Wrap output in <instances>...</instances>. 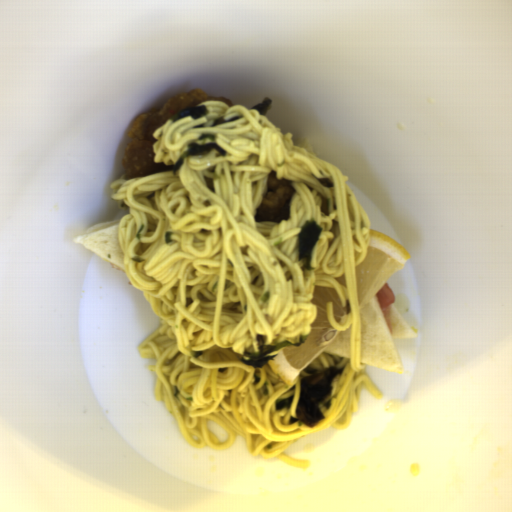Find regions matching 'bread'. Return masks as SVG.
Returning a JSON list of instances; mask_svg holds the SVG:
<instances>
[{"label":"bread","instance_id":"8d2b1439","mask_svg":"<svg viewBox=\"0 0 512 512\" xmlns=\"http://www.w3.org/2000/svg\"><path fill=\"white\" fill-rule=\"evenodd\" d=\"M359 317L360 363L403 374L404 365L393 338H417L418 333L400 314L393 302L391 303V334L376 294L359 312Z\"/></svg>","mask_w":512,"mask_h":512},{"label":"bread","instance_id":"2504dc21","mask_svg":"<svg viewBox=\"0 0 512 512\" xmlns=\"http://www.w3.org/2000/svg\"><path fill=\"white\" fill-rule=\"evenodd\" d=\"M295 145L305 148L306 150H308L309 152H311L314 155L308 138L305 137L303 139H300Z\"/></svg>","mask_w":512,"mask_h":512},{"label":"bread","instance_id":"cb027b5d","mask_svg":"<svg viewBox=\"0 0 512 512\" xmlns=\"http://www.w3.org/2000/svg\"><path fill=\"white\" fill-rule=\"evenodd\" d=\"M120 220L93 224L73 240L126 274L124 253L119 243Z\"/></svg>","mask_w":512,"mask_h":512},{"label":"bread","instance_id":"b6be36c0","mask_svg":"<svg viewBox=\"0 0 512 512\" xmlns=\"http://www.w3.org/2000/svg\"><path fill=\"white\" fill-rule=\"evenodd\" d=\"M352 324L341 330L335 339L324 349L344 358H351Z\"/></svg>","mask_w":512,"mask_h":512}]
</instances>
